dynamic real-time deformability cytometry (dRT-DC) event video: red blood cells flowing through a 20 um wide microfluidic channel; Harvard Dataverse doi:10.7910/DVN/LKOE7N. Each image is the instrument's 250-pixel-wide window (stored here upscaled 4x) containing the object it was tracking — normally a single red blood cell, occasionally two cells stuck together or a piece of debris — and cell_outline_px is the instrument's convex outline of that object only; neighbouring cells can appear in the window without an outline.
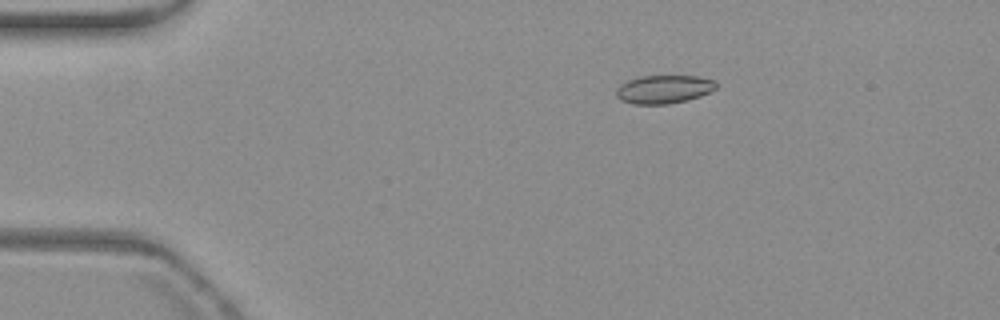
{"species": "common noctule bat (a hibernating species)", "species_latin": "Nyctalus noctula", "temperature_condition": "warm", "stored_images_in_passage": 2, "camera_frame_rate_fps": 3000, "um_per_image_px": 0.085, "animal": {"sex": "female", "body_mass_g": 19.3, "forearm_length_mm": 54.1}, "frame": {"image": 1, "passage_image": 1, "time_ms": 0.0, "image_size_px": [1000, 320], "cell_outline_px": [[716, 88], [700, 96], [668, 104], [632, 104], [620, 100], [616, 96], [616, 88], [620, 84], [628, 80], [640, 76], [696, 76], [716, 80]], "centroid_in_image_um": [56.39, 7.58], "position_along_channel_um": 28.6, "area_um2": 16.47}}